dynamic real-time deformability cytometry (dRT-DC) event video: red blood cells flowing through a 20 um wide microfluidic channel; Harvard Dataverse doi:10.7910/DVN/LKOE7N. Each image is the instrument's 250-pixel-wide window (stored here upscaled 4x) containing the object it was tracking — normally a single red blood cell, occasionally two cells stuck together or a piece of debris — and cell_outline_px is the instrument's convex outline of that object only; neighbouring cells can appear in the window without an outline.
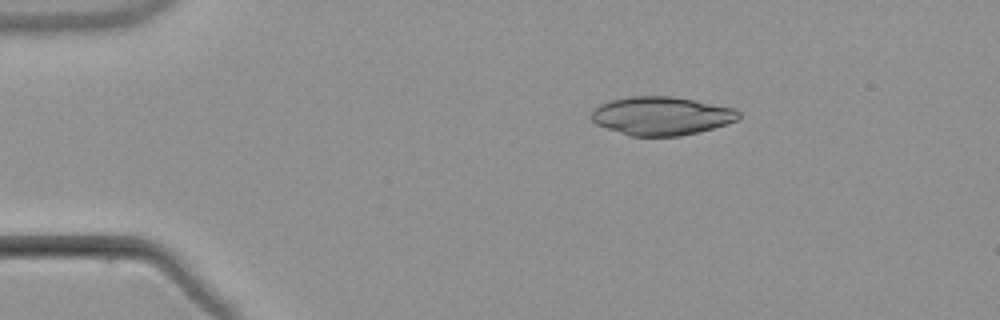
{"species": "common noctule bat (a hibernating species)", "species_latin": "Nyctalus noctula", "temperature_condition": "warm", "stored_images_in_passage": 4, "camera_frame_rate_fps": 3000, "um_per_image_px": 0.085, "animal": {"sex": "male", "body_mass_g": 21.5, "forearm_length_mm": 52.0}, "frame": {"image": 1, "passage_image": 2, "time_ms": 1.333, "image_size_px": [1000, 320], "cell_outline_px": [[740, 116], [736, 120], [728, 124], [680, 136], [632, 136], [596, 124], [588, 116], [600, 104], [612, 100], [628, 96], [672, 96], [736, 108], [740, 112]], "centroid_in_image_um": [56.23, 9.84], "position_along_channel_um": 28.8, "area_um2": 32.89}}